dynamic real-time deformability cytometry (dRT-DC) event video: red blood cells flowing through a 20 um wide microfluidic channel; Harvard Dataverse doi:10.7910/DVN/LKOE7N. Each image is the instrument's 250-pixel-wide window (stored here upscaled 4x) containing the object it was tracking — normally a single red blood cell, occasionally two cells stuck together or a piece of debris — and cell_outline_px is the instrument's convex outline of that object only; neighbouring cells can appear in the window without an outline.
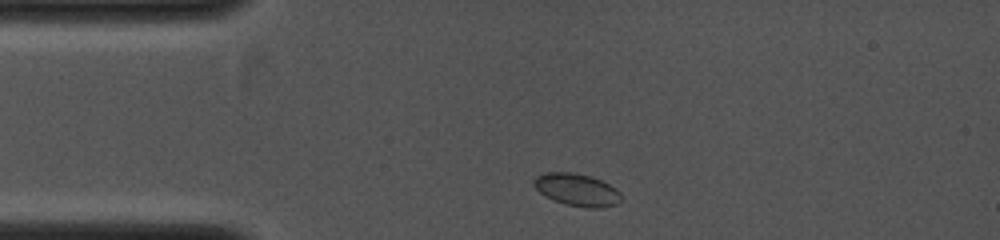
{"species": "common noctule bat (a hibernating species)", "species_latin": "Nyctalus noctula", "temperature_condition": "cold", "stored_images_in_passage": 2, "camera_frame_rate_fps": 4000, "um_per_image_px": 0.085, "animal": {"sex": "female", "body_mass_g": 19.0, "forearm_length_mm": 53.3}, "frame": {"image": 1, "passage_image": 1, "time_ms": 0.0, "image_size_px": [1000, 240], "cell_outline_px": [[620, 200], [616, 204], [600, 208], [588, 208], [568, 204], [552, 200], [540, 192], [532, 184], [532, 180], [536, 176], [544, 172], [572, 172], [588, 176], [600, 180], [616, 188], [620, 192]], "centroid_in_image_um": [49.0, 16.12], "position_along_channel_um": 36.0, "area_um2": 16.36}}